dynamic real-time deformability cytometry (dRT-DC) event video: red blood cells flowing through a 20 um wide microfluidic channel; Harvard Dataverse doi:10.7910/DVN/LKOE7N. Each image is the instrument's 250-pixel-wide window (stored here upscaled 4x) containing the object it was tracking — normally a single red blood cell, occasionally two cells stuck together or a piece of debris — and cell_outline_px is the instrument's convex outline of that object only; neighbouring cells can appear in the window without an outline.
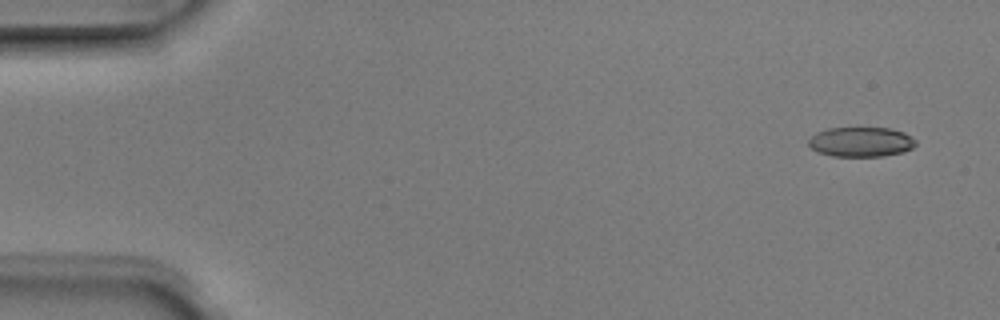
{"species": "Egyptian fruit bat (a non-hibernating species)", "species_latin": "Rousettus aegyptiacus", "temperature_condition": "room temperature", "stored_images_in_passage": 6, "camera_frame_rate_fps": 3000, "um_per_image_px": 0.085, "animal": {"sex": "male"}, "frame": {"image": 1, "passage_image": 1, "time_ms": 0.0, "image_size_px": [1000, 320], "cell_outline_px": [[916, 144], [912, 148], [904, 152], [884, 156], [832, 156], [816, 152], [808, 144], [808, 140], [816, 132], [828, 128], [892, 128], [904, 132], [912, 136], [916, 140]], "centroid_in_image_um": [73.2, 12.06], "position_along_channel_um": 11.8, "area_um2": 18.79}}
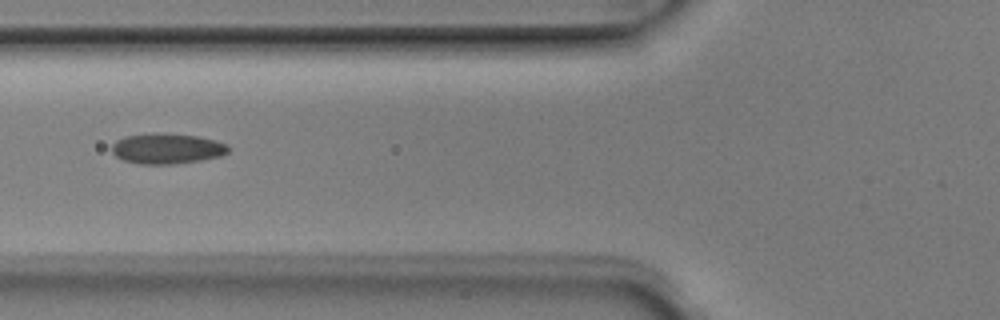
{"frame": {"image": 2, "passage_image": 5, "time_ms": 1.333, "image_size_px": [1000, 320], "cell_outline_px": [[228, 152], [220, 156], [200, 160], [172, 164], [140, 164], [124, 160], [116, 156], [112, 152], [112, 144], [116, 140], [124, 136], [200, 136], [216, 140], [228, 144]], "centroid_in_image_um": [14.22, 12.68], "position_along_channel_um": 111.6, "area_um2": 19.71}}
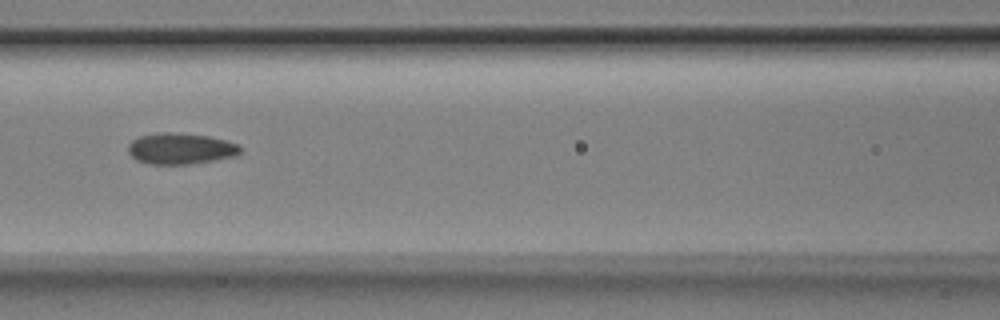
{"frame": {"image": 3, "passage_image": 6, "time_ms": 1.667, "image_size_px": [1000, 320], "cell_outline_px": [[240, 152], [236, 156], [216, 160], [188, 164], [148, 164], [136, 160], [128, 152], [128, 144], [132, 140], [140, 136], [164, 132], [168, 132], [208, 136], [228, 140], [240, 144]], "centroid_in_image_um": [15.37, 12.64], "position_along_channel_um": 151.2, "area_um2": 20.4}}